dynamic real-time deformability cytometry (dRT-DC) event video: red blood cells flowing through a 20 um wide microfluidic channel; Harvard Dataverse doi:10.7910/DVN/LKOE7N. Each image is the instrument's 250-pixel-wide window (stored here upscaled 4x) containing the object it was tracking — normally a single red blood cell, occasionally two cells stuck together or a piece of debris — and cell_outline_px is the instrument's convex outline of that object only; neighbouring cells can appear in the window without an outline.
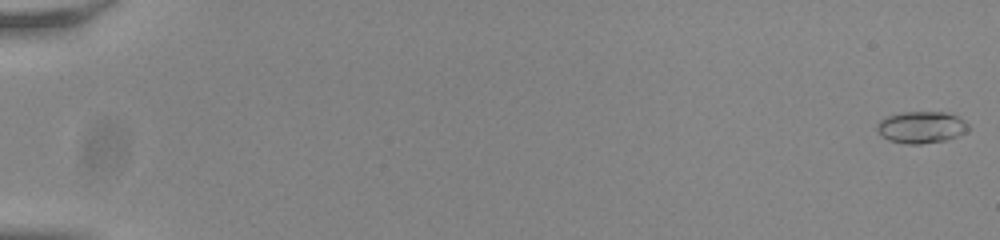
{"species": "common noctule bat (a hibernating species)", "species_latin": "Nyctalus noctula", "temperature_condition": "room temperature", "stored_images_in_passage": 56, "camera_frame_rate_fps": 3000, "um_per_image_px": 0.085, "animal": {"sex": "male", "body_mass_g": 20.0, "forearm_length_mm": 53.3}, "frame": {"image": 1, "passage_image": 1, "time_ms": 0.0, "image_size_px": [1000, 240], "cell_outline_px": [[968, 132], [944, 140], [920, 144], [904, 144], [888, 140], [880, 136], [876, 128], [876, 124], [880, 120], [888, 116], [900, 112], [948, 112], [964, 120], [968, 124]], "centroid_in_image_um": [78.28, 10.82], "position_along_channel_um": 6.7, "area_um2": 17.05}}
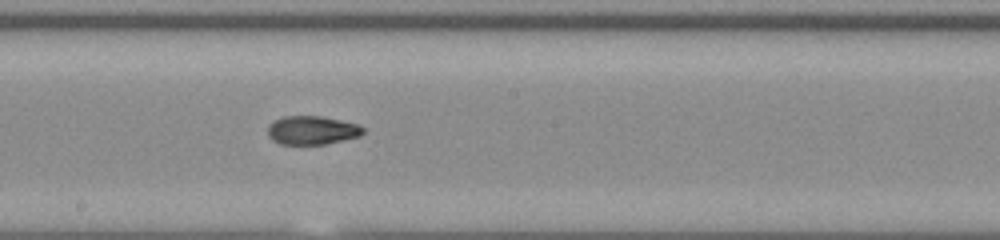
{"frame": {"image": 2, "passage_image": 33, "time_ms": 10.667, "image_size_px": [1000, 240], "cell_outline_px": [[364, 132], [360, 136], [324, 144], [280, 144], [272, 140], [268, 136], [268, 124], [284, 116], [320, 116], [360, 124], [364, 128]], "centroid_in_image_um": [26.52, 11.07], "position_along_channel_um": 221.7, "area_um2": 15.9}}
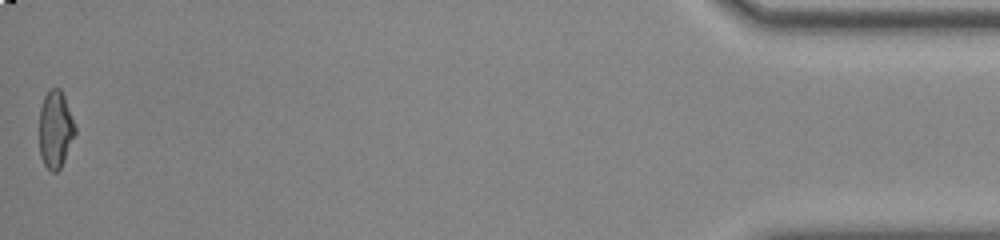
{"frame": {"image": 3, "passage_image": 56, "time_ms": 18.333, "image_size_px": [1000, 240], "cell_outline_px": [[76, 132], [64, 160], [60, 168], [56, 172], [52, 172], [44, 164], [40, 156], [40, 108], [44, 96], [48, 88], [60, 88], [64, 96], [76, 128]], "centroid_in_image_um": [4.7, 10.98], "position_along_channel_um": 430.5, "area_um2": 16.01}, "authors_computed_cell_mechanics": {"area_um2": 16.2418, "velocity_mm_per_s": 3.8257, "shape_relaxation_time_tau1_ms": null, "shape_relaxation_time_tau2_ms": 2.0256, "deformation_change_tau1": null, "deformation_change_tau2": 0.072}}